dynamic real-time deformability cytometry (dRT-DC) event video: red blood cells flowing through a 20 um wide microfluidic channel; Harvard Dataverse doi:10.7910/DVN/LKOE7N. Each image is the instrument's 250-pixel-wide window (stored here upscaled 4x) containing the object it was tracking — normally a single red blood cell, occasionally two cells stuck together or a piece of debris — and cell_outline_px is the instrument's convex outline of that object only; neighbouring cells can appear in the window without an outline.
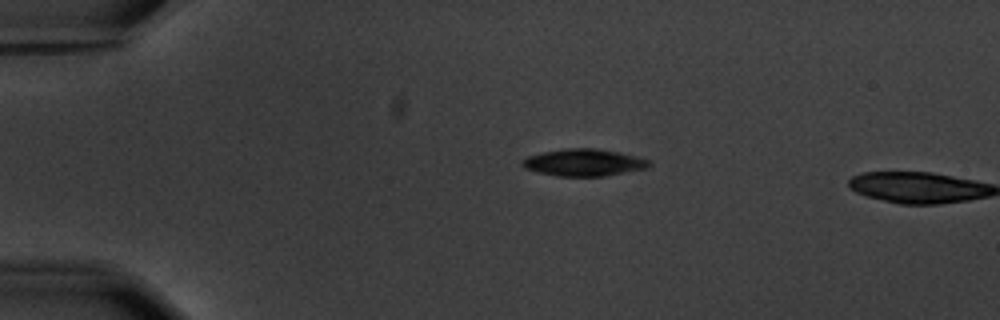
{"species": "common noctule bat (a hibernating species)", "species_latin": "Nyctalus noctula", "temperature_condition": "warm", "stored_images_in_passage": 2, "camera_frame_rate_fps": 3000, "um_per_image_px": 0.085, "animal": {"sex": "male", "body_mass_g": 20.1, "forearm_length_mm": 53.5}, "frame": {"image": 1, "passage_image": 1, "time_ms": 0.0, "image_size_px": [1000, 320], "cell_outline_px": [[652, 164], [648, 168], [604, 176], [556, 176], [536, 172], [524, 168], [520, 164], [520, 160], [528, 156], [544, 152], [564, 148], [596, 148], [620, 152], [652, 160]], "centroid_in_image_um": [49.63, 13.81], "position_along_channel_um": 35.4, "area_um2": 20.29}}